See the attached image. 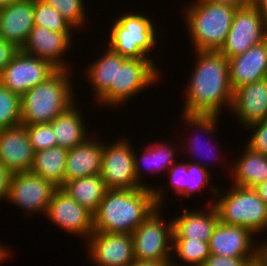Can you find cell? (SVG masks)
<instances>
[{
	"label": "cell",
	"instance_id": "3957f363",
	"mask_svg": "<svg viewBox=\"0 0 267 266\" xmlns=\"http://www.w3.org/2000/svg\"><path fill=\"white\" fill-rule=\"evenodd\" d=\"M70 72L57 70L21 96L22 125L50 123L77 103Z\"/></svg>",
	"mask_w": 267,
	"mask_h": 266
},
{
	"label": "cell",
	"instance_id": "30bf717a",
	"mask_svg": "<svg viewBox=\"0 0 267 266\" xmlns=\"http://www.w3.org/2000/svg\"><path fill=\"white\" fill-rule=\"evenodd\" d=\"M267 39V25L251 4L236 10L232 26L219 52L227 59L240 55Z\"/></svg>",
	"mask_w": 267,
	"mask_h": 266
},
{
	"label": "cell",
	"instance_id": "bcb514c9",
	"mask_svg": "<svg viewBox=\"0 0 267 266\" xmlns=\"http://www.w3.org/2000/svg\"><path fill=\"white\" fill-rule=\"evenodd\" d=\"M9 252H10V250L8 249V247H6L5 245L2 246V244L0 243V264H1V262H4L5 259H8V257H11L9 255Z\"/></svg>",
	"mask_w": 267,
	"mask_h": 266
},
{
	"label": "cell",
	"instance_id": "4fadbf2b",
	"mask_svg": "<svg viewBox=\"0 0 267 266\" xmlns=\"http://www.w3.org/2000/svg\"><path fill=\"white\" fill-rule=\"evenodd\" d=\"M57 70L50 62L20 50L1 72L0 83L11 92L22 96Z\"/></svg>",
	"mask_w": 267,
	"mask_h": 266
},
{
	"label": "cell",
	"instance_id": "4316f807",
	"mask_svg": "<svg viewBox=\"0 0 267 266\" xmlns=\"http://www.w3.org/2000/svg\"><path fill=\"white\" fill-rule=\"evenodd\" d=\"M61 188L93 214L108 190L100 174L65 181Z\"/></svg>",
	"mask_w": 267,
	"mask_h": 266
},
{
	"label": "cell",
	"instance_id": "74e56055",
	"mask_svg": "<svg viewBox=\"0 0 267 266\" xmlns=\"http://www.w3.org/2000/svg\"><path fill=\"white\" fill-rule=\"evenodd\" d=\"M255 257H225L210 254L203 266H247Z\"/></svg>",
	"mask_w": 267,
	"mask_h": 266
},
{
	"label": "cell",
	"instance_id": "7bdbcfd3",
	"mask_svg": "<svg viewBox=\"0 0 267 266\" xmlns=\"http://www.w3.org/2000/svg\"><path fill=\"white\" fill-rule=\"evenodd\" d=\"M252 5L260 12L267 25V0H252Z\"/></svg>",
	"mask_w": 267,
	"mask_h": 266
},
{
	"label": "cell",
	"instance_id": "6da1fadb",
	"mask_svg": "<svg viewBox=\"0 0 267 266\" xmlns=\"http://www.w3.org/2000/svg\"><path fill=\"white\" fill-rule=\"evenodd\" d=\"M196 53V54H195ZM196 60L184 94V114L220 115L231 108L228 59L219 51H194ZM197 58V59H196ZM220 113V114H219Z\"/></svg>",
	"mask_w": 267,
	"mask_h": 266
},
{
	"label": "cell",
	"instance_id": "277c9868",
	"mask_svg": "<svg viewBox=\"0 0 267 266\" xmlns=\"http://www.w3.org/2000/svg\"><path fill=\"white\" fill-rule=\"evenodd\" d=\"M191 3L182 10L186 12L182 14L190 44L195 51H219L227 39L237 8L207 0Z\"/></svg>",
	"mask_w": 267,
	"mask_h": 266
},
{
	"label": "cell",
	"instance_id": "8992f818",
	"mask_svg": "<svg viewBox=\"0 0 267 266\" xmlns=\"http://www.w3.org/2000/svg\"><path fill=\"white\" fill-rule=\"evenodd\" d=\"M150 18L136 10L118 16L109 29L107 45L128 59H153L150 54L159 39Z\"/></svg>",
	"mask_w": 267,
	"mask_h": 266
},
{
	"label": "cell",
	"instance_id": "2e32d148",
	"mask_svg": "<svg viewBox=\"0 0 267 266\" xmlns=\"http://www.w3.org/2000/svg\"><path fill=\"white\" fill-rule=\"evenodd\" d=\"M34 156L24 125L0 130V162L12 173L29 172Z\"/></svg>",
	"mask_w": 267,
	"mask_h": 266
},
{
	"label": "cell",
	"instance_id": "52a82bcc",
	"mask_svg": "<svg viewBox=\"0 0 267 266\" xmlns=\"http://www.w3.org/2000/svg\"><path fill=\"white\" fill-rule=\"evenodd\" d=\"M154 59H128L117 53L116 85L97 101L104 108L124 105L125 102L159 81L161 71Z\"/></svg>",
	"mask_w": 267,
	"mask_h": 266
},
{
	"label": "cell",
	"instance_id": "60d3db41",
	"mask_svg": "<svg viewBox=\"0 0 267 266\" xmlns=\"http://www.w3.org/2000/svg\"><path fill=\"white\" fill-rule=\"evenodd\" d=\"M255 261L259 266H267V240L257 243Z\"/></svg>",
	"mask_w": 267,
	"mask_h": 266
},
{
	"label": "cell",
	"instance_id": "8fae6325",
	"mask_svg": "<svg viewBox=\"0 0 267 266\" xmlns=\"http://www.w3.org/2000/svg\"><path fill=\"white\" fill-rule=\"evenodd\" d=\"M56 188L50 181L30 171L13 173L6 201L22 208L28 217L31 214L45 216Z\"/></svg>",
	"mask_w": 267,
	"mask_h": 266
},
{
	"label": "cell",
	"instance_id": "c3c4849f",
	"mask_svg": "<svg viewBox=\"0 0 267 266\" xmlns=\"http://www.w3.org/2000/svg\"><path fill=\"white\" fill-rule=\"evenodd\" d=\"M247 266H259L258 263L254 260L250 262Z\"/></svg>",
	"mask_w": 267,
	"mask_h": 266
},
{
	"label": "cell",
	"instance_id": "9a60e30c",
	"mask_svg": "<svg viewBox=\"0 0 267 266\" xmlns=\"http://www.w3.org/2000/svg\"><path fill=\"white\" fill-rule=\"evenodd\" d=\"M71 36L72 33H59L34 25L21 51L50 62L58 70H70L71 64L62 58L71 48Z\"/></svg>",
	"mask_w": 267,
	"mask_h": 266
},
{
	"label": "cell",
	"instance_id": "5b68a950",
	"mask_svg": "<svg viewBox=\"0 0 267 266\" xmlns=\"http://www.w3.org/2000/svg\"><path fill=\"white\" fill-rule=\"evenodd\" d=\"M217 188L214 185L209 189L217 196H213V204L221 223L245 227L255 235L267 230V204L254 188L232 185L223 193Z\"/></svg>",
	"mask_w": 267,
	"mask_h": 266
},
{
	"label": "cell",
	"instance_id": "cb8c5ba5",
	"mask_svg": "<svg viewBox=\"0 0 267 266\" xmlns=\"http://www.w3.org/2000/svg\"><path fill=\"white\" fill-rule=\"evenodd\" d=\"M240 157H236L233 166L230 164L229 173L232 175V185L255 188L267 180V156L243 146ZM232 168V169H231ZM234 180V181H233Z\"/></svg>",
	"mask_w": 267,
	"mask_h": 266
},
{
	"label": "cell",
	"instance_id": "603a6c76",
	"mask_svg": "<svg viewBox=\"0 0 267 266\" xmlns=\"http://www.w3.org/2000/svg\"><path fill=\"white\" fill-rule=\"evenodd\" d=\"M93 139L68 149L65 181L100 174L104 142Z\"/></svg>",
	"mask_w": 267,
	"mask_h": 266
},
{
	"label": "cell",
	"instance_id": "7dc6e473",
	"mask_svg": "<svg viewBox=\"0 0 267 266\" xmlns=\"http://www.w3.org/2000/svg\"><path fill=\"white\" fill-rule=\"evenodd\" d=\"M18 1H21V0H0V9L4 8L6 6H9L12 3H15V2H18Z\"/></svg>",
	"mask_w": 267,
	"mask_h": 266
},
{
	"label": "cell",
	"instance_id": "7a4b0ae2",
	"mask_svg": "<svg viewBox=\"0 0 267 266\" xmlns=\"http://www.w3.org/2000/svg\"><path fill=\"white\" fill-rule=\"evenodd\" d=\"M159 207L154 189H108L93 214L94 231L132 234Z\"/></svg>",
	"mask_w": 267,
	"mask_h": 266
},
{
	"label": "cell",
	"instance_id": "9c48e42d",
	"mask_svg": "<svg viewBox=\"0 0 267 266\" xmlns=\"http://www.w3.org/2000/svg\"><path fill=\"white\" fill-rule=\"evenodd\" d=\"M129 138L104 142L100 176L107 189H137L142 186L137 182L134 167V153ZM110 143V144H109ZM131 143V144H130Z\"/></svg>",
	"mask_w": 267,
	"mask_h": 266
},
{
	"label": "cell",
	"instance_id": "1f68e13d",
	"mask_svg": "<svg viewBox=\"0 0 267 266\" xmlns=\"http://www.w3.org/2000/svg\"><path fill=\"white\" fill-rule=\"evenodd\" d=\"M21 124V96L0 83V130Z\"/></svg>",
	"mask_w": 267,
	"mask_h": 266
},
{
	"label": "cell",
	"instance_id": "b9f144b4",
	"mask_svg": "<svg viewBox=\"0 0 267 266\" xmlns=\"http://www.w3.org/2000/svg\"><path fill=\"white\" fill-rule=\"evenodd\" d=\"M216 4H222L234 8H243L252 4V0H207Z\"/></svg>",
	"mask_w": 267,
	"mask_h": 266
},
{
	"label": "cell",
	"instance_id": "ba28073f",
	"mask_svg": "<svg viewBox=\"0 0 267 266\" xmlns=\"http://www.w3.org/2000/svg\"><path fill=\"white\" fill-rule=\"evenodd\" d=\"M161 210V207L155 210L131 234L136 261L171 264L173 224L172 220L168 222L162 218Z\"/></svg>",
	"mask_w": 267,
	"mask_h": 266
},
{
	"label": "cell",
	"instance_id": "d4e9b609",
	"mask_svg": "<svg viewBox=\"0 0 267 266\" xmlns=\"http://www.w3.org/2000/svg\"><path fill=\"white\" fill-rule=\"evenodd\" d=\"M83 117L82 111L74 103L50 122L54 129L57 146L72 149L89 139L86 134L89 132H86L87 127Z\"/></svg>",
	"mask_w": 267,
	"mask_h": 266
},
{
	"label": "cell",
	"instance_id": "484cf974",
	"mask_svg": "<svg viewBox=\"0 0 267 266\" xmlns=\"http://www.w3.org/2000/svg\"><path fill=\"white\" fill-rule=\"evenodd\" d=\"M68 149L54 146L35 152L30 172L50 181L60 188L65 183V167Z\"/></svg>",
	"mask_w": 267,
	"mask_h": 266
},
{
	"label": "cell",
	"instance_id": "ffe728a7",
	"mask_svg": "<svg viewBox=\"0 0 267 266\" xmlns=\"http://www.w3.org/2000/svg\"><path fill=\"white\" fill-rule=\"evenodd\" d=\"M232 90L267 78V39L228 59Z\"/></svg>",
	"mask_w": 267,
	"mask_h": 266
},
{
	"label": "cell",
	"instance_id": "7402d4cb",
	"mask_svg": "<svg viewBox=\"0 0 267 266\" xmlns=\"http://www.w3.org/2000/svg\"><path fill=\"white\" fill-rule=\"evenodd\" d=\"M178 217L172 218L173 239H191L209 242L219 216L213 200L208 203V208L203 210H188L184 208Z\"/></svg>",
	"mask_w": 267,
	"mask_h": 266
},
{
	"label": "cell",
	"instance_id": "ee69618b",
	"mask_svg": "<svg viewBox=\"0 0 267 266\" xmlns=\"http://www.w3.org/2000/svg\"><path fill=\"white\" fill-rule=\"evenodd\" d=\"M259 197L267 204V180L254 188Z\"/></svg>",
	"mask_w": 267,
	"mask_h": 266
},
{
	"label": "cell",
	"instance_id": "f6af8a7d",
	"mask_svg": "<svg viewBox=\"0 0 267 266\" xmlns=\"http://www.w3.org/2000/svg\"><path fill=\"white\" fill-rule=\"evenodd\" d=\"M166 263H159L154 261H134L128 266H168Z\"/></svg>",
	"mask_w": 267,
	"mask_h": 266
},
{
	"label": "cell",
	"instance_id": "e0dca14e",
	"mask_svg": "<svg viewBox=\"0 0 267 266\" xmlns=\"http://www.w3.org/2000/svg\"><path fill=\"white\" fill-rule=\"evenodd\" d=\"M171 143L172 144H170V142L167 143L166 141H161L160 143H152V145L149 144L146 148L144 147L142 154H140L141 157L137 156L138 153H134V167L137 182L142 187L154 189L156 204L161 208H163L162 205L165 203L164 198H166V196L164 195H166V190L164 191L163 187H150V185L143 183L145 182L143 175L145 174V169L147 173L151 174L164 170L166 172L175 162H177V159H175V157H177V145H174V142L172 141ZM142 167L145 168H143L144 172H142ZM140 179H143L144 181H141Z\"/></svg>",
	"mask_w": 267,
	"mask_h": 266
},
{
	"label": "cell",
	"instance_id": "4dcf8cb0",
	"mask_svg": "<svg viewBox=\"0 0 267 266\" xmlns=\"http://www.w3.org/2000/svg\"><path fill=\"white\" fill-rule=\"evenodd\" d=\"M33 18L34 25H39L55 32L72 33L76 31L57 10L44 0H34Z\"/></svg>",
	"mask_w": 267,
	"mask_h": 266
},
{
	"label": "cell",
	"instance_id": "d6a6232c",
	"mask_svg": "<svg viewBox=\"0 0 267 266\" xmlns=\"http://www.w3.org/2000/svg\"><path fill=\"white\" fill-rule=\"evenodd\" d=\"M57 10L76 30L85 25L88 21L86 14V4L84 0H44Z\"/></svg>",
	"mask_w": 267,
	"mask_h": 266
},
{
	"label": "cell",
	"instance_id": "836d02e7",
	"mask_svg": "<svg viewBox=\"0 0 267 266\" xmlns=\"http://www.w3.org/2000/svg\"><path fill=\"white\" fill-rule=\"evenodd\" d=\"M193 161L187 162L186 191L180 197L188 198L196 192L200 193L202 189L207 188L206 185H209L211 180L210 172L207 170L208 166L205 165L204 161L203 163H200V160L197 162L193 159Z\"/></svg>",
	"mask_w": 267,
	"mask_h": 266
},
{
	"label": "cell",
	"instance_id": "44dd1931",
	"mask_svg": "<svg viewBox=\"0 0 267 266\" xmlns=\"http://www.w3.org/2000/svg\"><path fill=\"white\" fill-rule=\"evenodd\" d=\"M34 0H21L0 9V37L20 50L34 27Z\"/></svg>",
	"mask_w": 267,
	"mask_h": 266
},
{
	"label": "cell",
	"instance_id": "f1b7e54d",
	"mask_svg": "<svg viewBox=\"0 0 267 266\" xmlns=\"http://www.w3.org/2000/svg\"><path fill=\"white\" fill-rule=\"evenodd\" d=\"M210 254L209 242L191 239H173L172 257L174 258H172L171 264L174 266H203ZM175 257H178L181 262H176Z\"/></svg>",
	"mask_w": 267,
	"mask_h": 266
},
{
	"label": "cell",
	"instance_id": "d590c367",
	"mask_svg": "<svg viewBox=\"0 0 267 266\" xmlns=\"http://www.w3.org/2000/svg\"><path fill=\"white\" fill-rule=\"evenodd\" d=\"M251 130L250 140L246 141L251 150L267 156V119L253 123L246 128Z\"/></svg>",
	"mask_w": 267,
	"mask_h": 266
},
{
	"label": "cell",
	"instance_id": "ac0fdd59",
	"mask_svg": "<svg viewBox=\"0 0 267 266\" xmlns=\"http://www.w3.org/2000/svg\"><path fill=\"white\" fill-rule=\"evenodd\" d=\"M230 109L244 129L267 119V78L236 88Z\"/></svg>",
	"mask_w": 267,
	"mask_h": 266
},
{
	"label": "cell",
	"instance_id": "e575fe53",
	"mask_svg": "<svg viewBox=\"0 0 267 266\" xmlns=\"http://www.w3.org/2000/svg\"><path fill=\"white\" fill-rule=\"evenodd\" d=\"M35 152L57 146L51 123L24 125Z\"/></svg>",
	"mask_w": 267,
	"mask_h": 266
},
{
	"label": "cell",
	"instance_id": "83f0119b",
	"mask_svg": "<svg viewBox=\"0 0 267 266\" xmlns=\"http://www.w3.org/2000/svg\"><path fill=\"white\" fill-rule=\"evenodd\" d=\"M103 52V56L92 61L87 70L85 69V77H87L90 86L93 87L94 101H98L111 87L116 85L117 75V52L108 45ZM87 71V72H86Z\"/></svg>",
	"mask_w": 267,
	"mask_h": 266
},
{
	"label": "cell",
	"instance_id": "8d00e7d4",
	"mask_svg": "<svg viewBox=\"0 0 267 266\" xmlns=\"http://www.w3.org/2000/svg\"><path fill=\"white\" fill-rule=\"evenodd\" d=\"M169 188L174 189V192L180 197L186 191V179H187V162L178 161L175 162L169 168Z\"/></svg>",
	"mask_w": 267,
	"mask_h": 266
},
{
	"label": "cell",
	"instance_id": "7c38bea8",
	"mask_svg": "<svg viewBox=\"0 0 267 266\" xmlns=\"http://www.w3.org/2000/svg\"><path fill=\"white\" fill-rule=\"evenodd\" d=\"M45 217L61 230L71 236H81L83 240L88 239L94 232L93 213L77 203L61 187L53 192Z\"/></svg>",
	"mask_w": 267,
	"mask_h": 266
},
{
	"label": "cell",
	"instance_id": "f546056e",
	"mask_svg": "<svg viewBox=\"0 0 267 266\" xmlns=\"http://www.w3.org/2000/svg\"><path fill=\"white\" fill-rule=\"evenodd\" d=\"M219 116L220 115H202V114H184V113H182L181 114V119L184 121L185 126L187 124V125H189L190 128L193 127V130L197 128L196 131L199 132V130H200V133L203 132V134L204 133L207 134L208 138H209V136L211 138V136H213V134H214V136H215V134H217L215 132L218 130L217 129L218 128L217 125H219L218 124V117ZM197 133H194L195 137H193V139H192L191 136H189V140L186 141L187 143H185L186 145H185L184 148L187 150L186 146L188 145L189 146V148L187 150V151H189L188 154L192 153L193 156L201 155V157H202V154L204 155L206 151L203 152V153L201 152V151H203L201 149H203L202 147L204 146V143L201 142L203 144V146L201 145V143H199L201 141V139H200V141H198L199 140L198 139L199 136L197 138V136H196ZM188 141H189V143H188ZM210 148H211V150L213 149L212 147H210ZM210 155H209V157L212 156L211 159L215 158L214 160L215 161L217 160L216 156H218V155H216V152H215L214 155H211V156ZM209 157H207V158H209ZM211 161H213V160H211Z\"/></svg>",
	"mask_w": 267,
	"mask_h": 266
},
{
	"label": "cell",
	"instance_id": "5bb4252c",
	"mask_svg": "<svg viewBox=\"0 0 267 266\" xmlns=\"http://www.w3.org/2000/svg\"><path fill=\"white\" fill-rule=\"evenodd\" d=\"M86 240V256L96 266H128L135 261L130 234L94 231Z\"/></svg>",
	"mask_w": 267,
	"mask_h": 266
},
{
	"label": "cell",
	"instance_id": "ab89813d",
	"mask_svg": "<svg viewBox=\"0 0 267 266\" xmlns=\"http://www.w3.org/2000/svg\"><path fill=\"white\" fill-rule=\"evenodd\" d=\"M13 173L0 162V202L6 201Z\"/></svg>",
	"mask_w": 267,
	"mask_h": 266
},
{
	"label": "cell",
	"instance_id": "d6986e66",
	"mask_svg": "<svg viewBox=\"0 0 267 266\" xmlns=\"http://www.w3.org/2000/svg\"><path fill=\"white\" fill-rule=\"evenodd\" d=\"M254 236L245 227L219 221L209 241L210 253L225 257H256Z\"/></svg>",
	"mask_w": 267,
	"mask_h": 266
},
{
	"label": "cell",
	"instance_id": "f35d334b",
	"mask_svg": "<svg viewBox=\"0 0 267 266\" xmlns=\"http://www.w3.org/2000/svg\"><path fill=\"white\" fill-rule=\"evenodd\" d=\"M19 51L14 44L0 37V74Z\"/></svg>",
	"mask_w": 267,
	"mask_h": 266
}]
</instances>
